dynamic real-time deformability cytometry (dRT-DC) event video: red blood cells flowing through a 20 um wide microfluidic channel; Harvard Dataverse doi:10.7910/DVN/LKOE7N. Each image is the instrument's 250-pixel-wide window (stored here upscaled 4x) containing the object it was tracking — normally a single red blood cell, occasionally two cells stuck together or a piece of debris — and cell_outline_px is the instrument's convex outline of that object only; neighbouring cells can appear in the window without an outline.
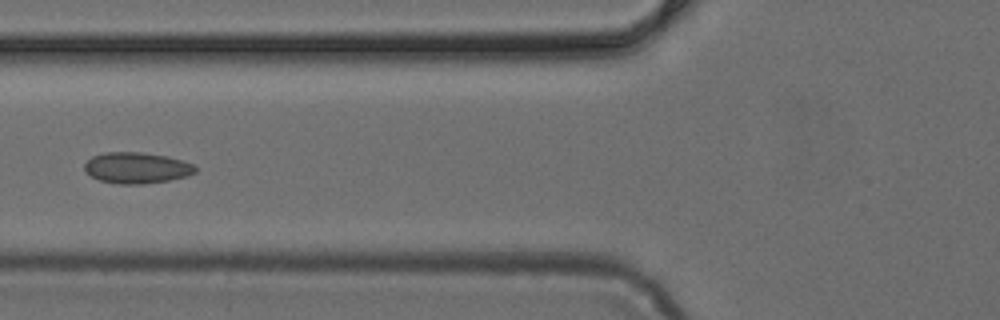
{"species": "common noctule bat (a hibernating species)", "species_latin": "Nyctalus noctula", "temperature_condition": "cold", "stored_images_in_passage": 4, "camera_frame_rate_fps": 3000, "um_per_image_px": 0.085, "animal": {"sex": "female", "body_mass_g": 24.6, "forearm_length_mm": 56.2}, "frame": {"image": 1, "passage_image": 4, "time_ms": 1.0, "image_size_px": [1000, 320], "cell_outline_px": [[196, 172], [188, 176], [168, 180], [144, 184], [120, 184], [100, 180], [84, 172], [84, 164], [92, 156], [104, 152], [144, 152], [168, 156], [196, 164]], "centroid_in_image_um": [11.64, 14.26], "position_along_channel_um": 114.2, "area_um2": 20.29}}